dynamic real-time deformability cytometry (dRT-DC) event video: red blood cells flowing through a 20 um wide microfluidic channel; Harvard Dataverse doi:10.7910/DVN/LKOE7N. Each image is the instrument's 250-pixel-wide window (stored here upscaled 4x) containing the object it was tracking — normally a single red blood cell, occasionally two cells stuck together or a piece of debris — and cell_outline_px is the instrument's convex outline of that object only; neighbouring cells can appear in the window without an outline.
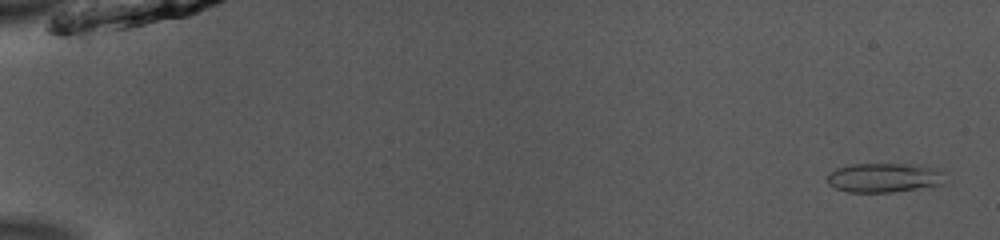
{"species": "common noctule bat (a hibernating species)", "species_latin": "Nyctalus noctula", "temperature_condition": "room temperature", "stored_images_in_passage": 52, "camera_frame_rate_fps": 3000, "um_per_image_px": 0.085, "animal": {"sex": "male", "body_mass_g": 13.0, "forearm_length_mm": 53.1}, "frame": {"image": 1, "passage_image": 2, "time_ms": 0.333, "image_size_px": [1000, 240], "cell_outline_px": [[948, 184], [892, 192], [848, 192], [836, 188], [828, 184], [828, 176], [836, 168], [852, 164], [912, 164], [936, 168], [944, 172]], "centroid_in_image_um": [75.24, 15.1], "position_along_channel_um": 9.8, "area_um2": 20.35}}
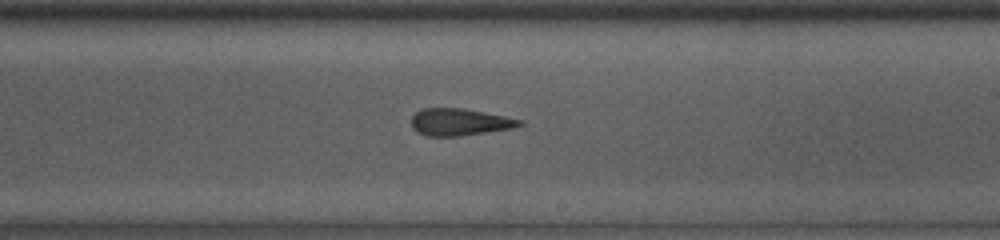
{"frame": {"image": 2, "passage_image": 32, "time_ms": 10.333, "image_size_px": [1000, 240], "cell_outline_px": [[524, 124], [512, 128], [460, 136], [424, 136], [416, 132], [412, 128], [412, 116], [420, 108], [464, 108], [524, 120]], "centroid_in_image_um": [39.04, 10.37], "position_along_channel_um": 250.0, "area_um2": 17.17}}
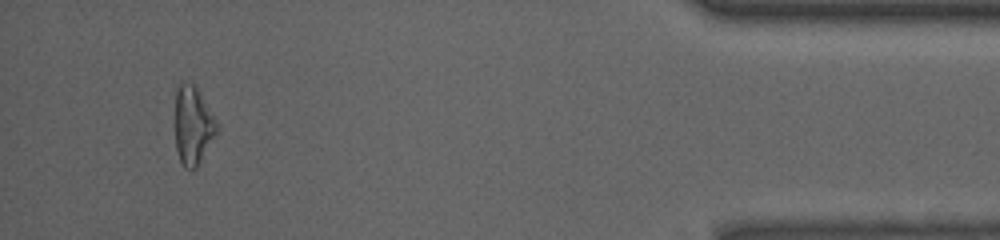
{"frame": {"image": 3, "passage_image": 49, "time_ms": 16.0, "image_size_px": [1000, 240], "cell_outline_px": [[220, 124], [216, 132], [196, 168], [184, 168], [180, 160], [176, 148], [176, 84], [184, 80], [192, 84], [200, 92]], "centroid_in_image_um": [16.4, 10.6], "position_along_channel_um": 418.8, "area_um2": 18.96}, "authors_computed_cell_mechanics": {"area_um2": 18.2648, "velocity_mm_per_s": 3.9583, "shape_relaxation_time_tau1_ms": 3.8939, "shape_relaxation_time_tau2_ms": 2.0252, "deformation_change_tau1": 0.1065, "deformation_change_tau2": 0.1242}}